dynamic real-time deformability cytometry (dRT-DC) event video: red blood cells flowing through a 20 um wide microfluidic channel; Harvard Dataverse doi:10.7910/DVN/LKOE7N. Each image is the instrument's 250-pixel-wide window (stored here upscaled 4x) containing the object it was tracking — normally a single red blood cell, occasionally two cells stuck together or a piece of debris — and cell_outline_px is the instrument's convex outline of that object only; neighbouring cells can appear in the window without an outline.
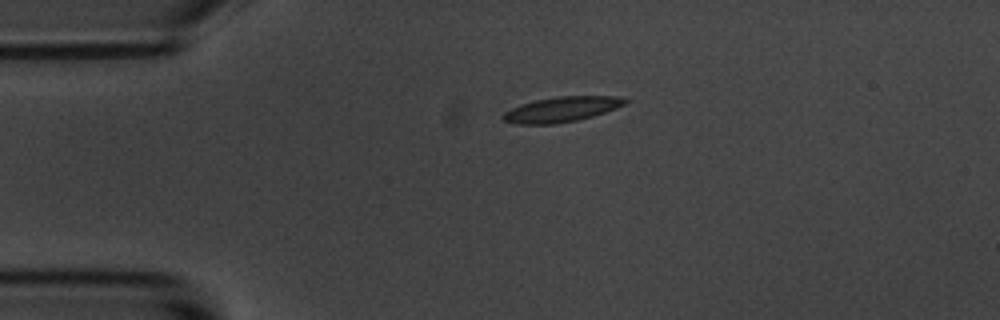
{"species": "common noctule bat (a hibernating species)", "species_latin": "Nyctalus noctula", "temperature_condition": "room temperature", "stored_images_in_passage": 45, "camera_frame_rate_fps": 3000, "um_per_image_px": 0.085, "animal": {"sex": "male", "body_mass_g": 20.1, "forearm_length_mm": 53.5}, "frame": {"image": 1, "passage_image": 1, "time_ms": 0.0, "image_size_px": [1000, 320], "cell_outline_px": [[628, 100], [624, 104], [616, 108], [592, 116], [576, 120], [556, 124], [516, 124], [504, 120], [500, 116], [504, 112], [520, 104], [536, 100], [556, 96], [620, 96]], "centroid_in_image_um": [47.71, 9.29], "position_along_channel_um": 37.3, "area_um2": 17.8}}
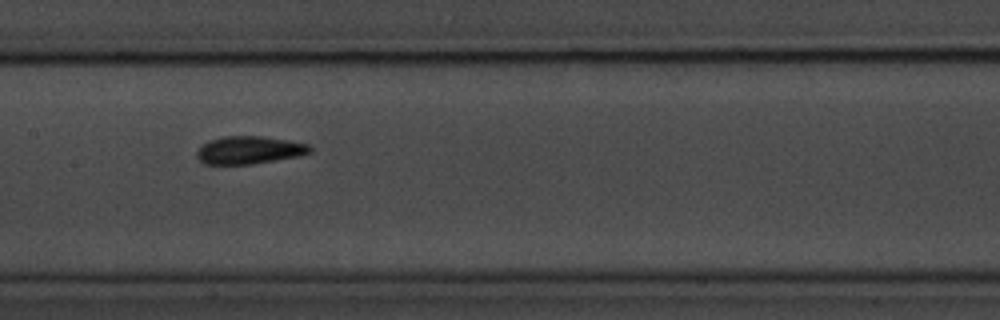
{"frame": {"image": 2, "passage_image": 16, "time_ms": 5.0, "image_size_px": [1000, 320], "cell_outline_px": [[312, 152], [300, 156], [252, 164], [204, 164], [196, 156], [196, 152], [208, 140], [224, 136], [264, 136], [288, 140], [308, 144], [312, 148]], "centroid_in_image_um": [21.21, 12.75], "position_along_channel_um": 186.2, "area_um2": 18.38}}
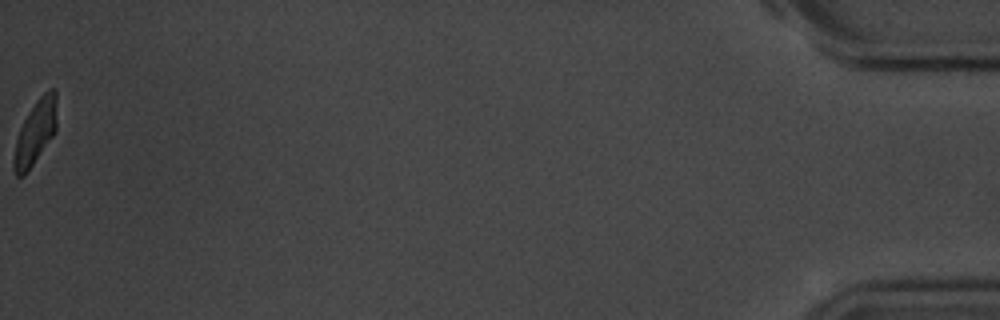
{"frame": {"image": 3, "passage_image": 45, "time_ms": 14.667, "image_size_px": [1000, 320], "cell_outline_px": [[56, 132], [24, 176], [16, 176], [12, 168], [12, 160], [16, 140], [20, 128], [24, 120], [36, 100], [48, 88], [56, 88]], "centroid_in_image_um": [3.0, 11.25], "position_along_channel_um": 432.2, "area_um2": 16.18}, "authors_computed_cell_mechanics": {"area_um2": 17.4556, "velocity_mm_per_s": 3.5885, "shape_relaxation_time_tau1_ms": 2.3047, "shape_relaxation_time_tau2_ms": 1.8653, "deformation_change_tau1": 0.1469, "deformation_change_tau2": 0.0981}}